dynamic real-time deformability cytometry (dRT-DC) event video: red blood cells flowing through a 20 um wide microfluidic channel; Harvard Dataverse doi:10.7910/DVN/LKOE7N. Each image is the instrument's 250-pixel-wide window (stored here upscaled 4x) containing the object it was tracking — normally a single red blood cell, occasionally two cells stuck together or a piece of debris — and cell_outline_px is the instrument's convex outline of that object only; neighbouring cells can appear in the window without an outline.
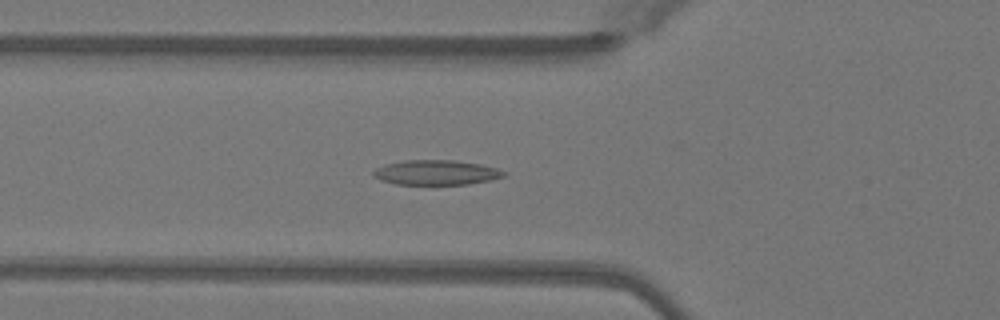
{"species": "Egyptian fruit bat (a non-hibernating species)", "species_latin": "Rousettus aegyptiacus", "temperature_condition": "warm", "stored_images_in_passage": 51, "camera_frame_rate_fps": 3000, "um_per_image_px": 0.085, "animal": {"sex": "female"}, "frame": {"image": 1, "passage_image": 19, "time_ms": 6.0, "image_size_px": [1000, 320], "cell_outline_px": [[508, 172], [504, 176], [488, 180], [468, 184], [396, 184], [380, 180], [372, 176], [372, 172], [376, 168], [384, 164], [404, 160], [456, 160], [480, 164], [496, 168]], "centroid_in_image_um": [37.04, 14.65], "position_along_channel_um": 88.8, "area_um2": 18.9}}
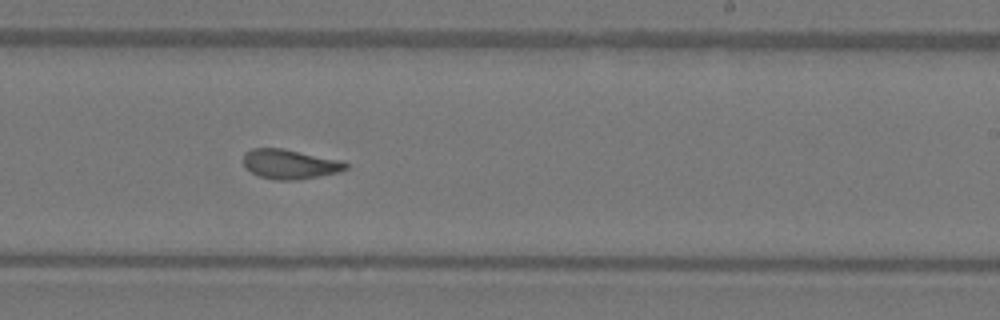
{"frame": {"image": 2, "passage_image": 32, "time_ms": 10.333, "image_size_px": [1000, 320], "cell_outline_px": [[348, 168], [336, 172], [296, 180], [276, 180], [256, 176], [244, 164], [244, 152], [252, 148], [284, 148], [344, 160], [348, 164]], "centroid_in_image_um": [24.64, 13.93], "position_along_channel_um": 264.4, "area_um2": 17.74}}
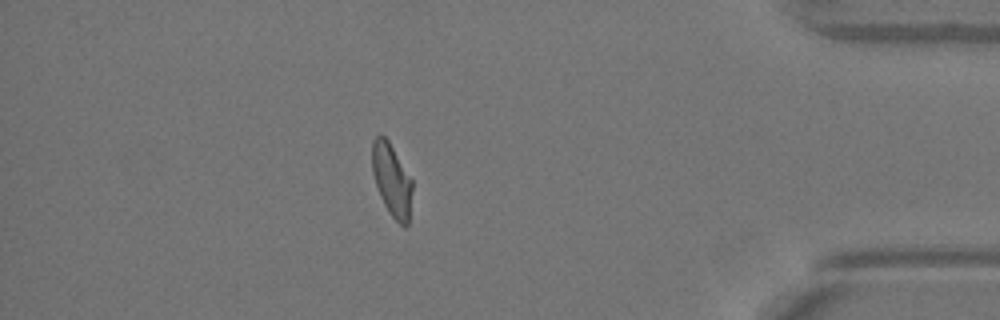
{"frame": {"image": 3, "passage_image": 45, "time_ms": 14.667, "image_size_px": [1000, 320], "cell_outline_px": [[412, 192], [408, 224], [404, 228], [392, 216], [384, 204], [380, 196], [372, 172], [372, 140], [380, 132], [388, 140], [412, 180]], "centroid_in_image_um": [33.29, 15.28], "position_along_channel_um": 401.9, "area_um2": 16.88}, "authors_computed_cell_mechanics": {"area_um2": 17.918, "velocity_mm_per_s": 4.0661, "shape_relaxation_time_tau1_ms": null, "shape_relaxation_time_tau2_ms": 1.9895, "deformation_change_tau1": null, "deformation_change_tau2": 0.0885}}